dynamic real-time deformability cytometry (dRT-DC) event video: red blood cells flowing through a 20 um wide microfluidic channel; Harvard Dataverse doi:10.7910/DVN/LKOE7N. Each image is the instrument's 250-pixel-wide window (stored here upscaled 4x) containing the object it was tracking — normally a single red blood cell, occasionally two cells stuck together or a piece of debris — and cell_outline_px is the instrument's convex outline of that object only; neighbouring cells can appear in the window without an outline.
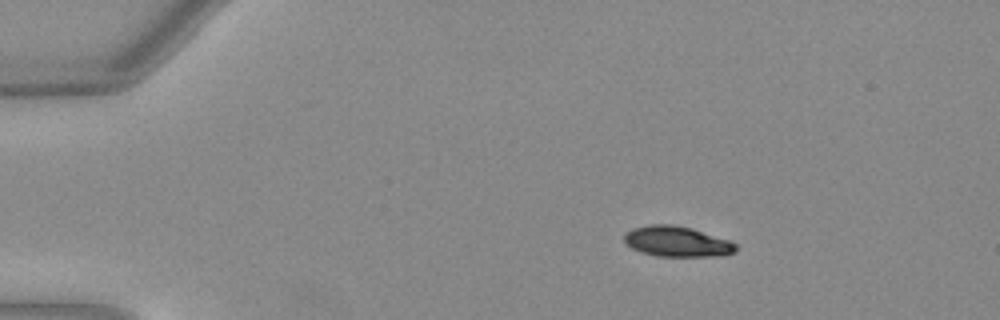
{"species": "Egyptian fruit bat (a non-hibernating species)", "species_latin": "Rousettus aegyptiacus", "temperature_condition": "warm", "stored_images_in_passage": 43, "camera_frame_rate_fps": 3000, "um_per_image_px": 0.085, "animal": {"sex": "female"}, "frame": {"image": 1, "passage_image": 1, "time_ms": 0.0, "image_size_px": [1000, 320], "cell_outline_px": [[736, 252], [724, 256], [656, 256], [640, 252], [624, 244], [624, 236], [632, 228], [652, 224], [672, 224], [692, 228], [728, 240], [736, 244]], "centroid_in_image_um": [57.53, 20.53], "position_along_channel_um": 27.5, "area_um2": 19.88}}
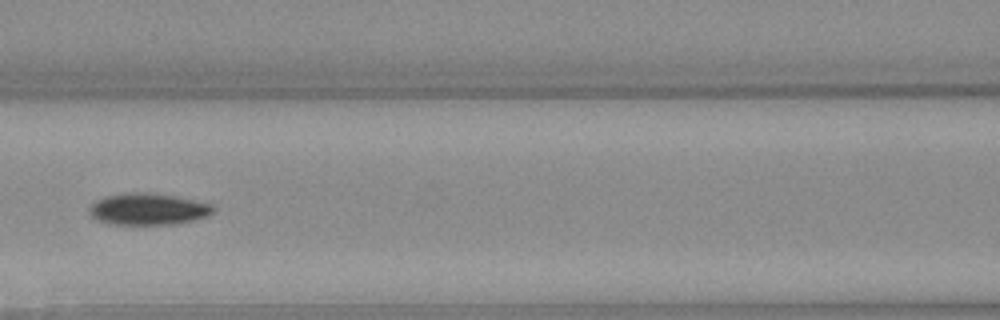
{"frame": {"image": 2, "passage_image": 16, "time_ms": 5.0, "image_size_px": [1000, 320], "cell_outline_px": [[212, 212], [208, 216], [176, 224], [112, 224], [96, 220], [88, 212], [88, 208], [96, 200], [108, 196], [128, 192], [152, 192], [176, 196], [212, 204]], "centroid_in_image_um": [12.56, 17.76], "position_along_channel_um": 154.0, "area_um2": 22.83}}
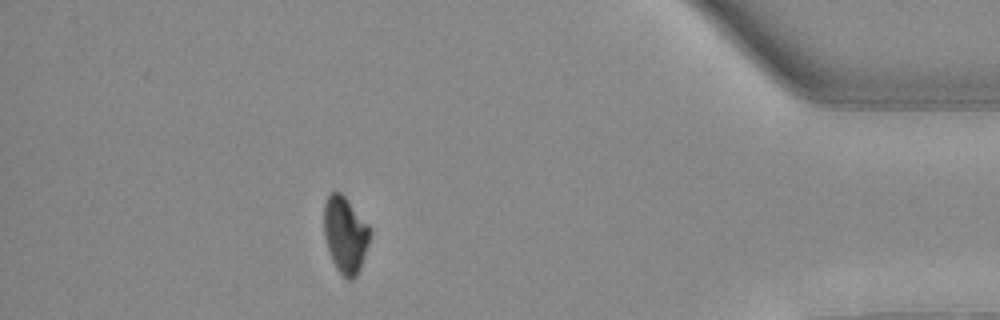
{"frame": {"image": 3, "passage_image": 38, "time_ms": 12.333, "image_size_px": [1000, 320], "cell_outline_px": [[368, 244], [360, 268], [356, 276], [352, 280], [348, 280], [336, 268], [332, 260], [324, 236], [324, 204], [328, 196], [332, 192], [340, 192], [344, 196], [368, 224]], "centroid_in_image_um": [29.32, 19.95], "position_along_channel_um": 405.9, "area_um2": 20.0}, "authors_computed_cell_mechanics": {"area_um2": 22.0218, "velocity_mm_per_s": 4.0389, "shape_relaxation_time_tau1_ms": 2.7499, "shape_relaxation_time_tau2_ms": null, "deformation_change_tau1": 0.1335, "deformation_change_tau2": null}}